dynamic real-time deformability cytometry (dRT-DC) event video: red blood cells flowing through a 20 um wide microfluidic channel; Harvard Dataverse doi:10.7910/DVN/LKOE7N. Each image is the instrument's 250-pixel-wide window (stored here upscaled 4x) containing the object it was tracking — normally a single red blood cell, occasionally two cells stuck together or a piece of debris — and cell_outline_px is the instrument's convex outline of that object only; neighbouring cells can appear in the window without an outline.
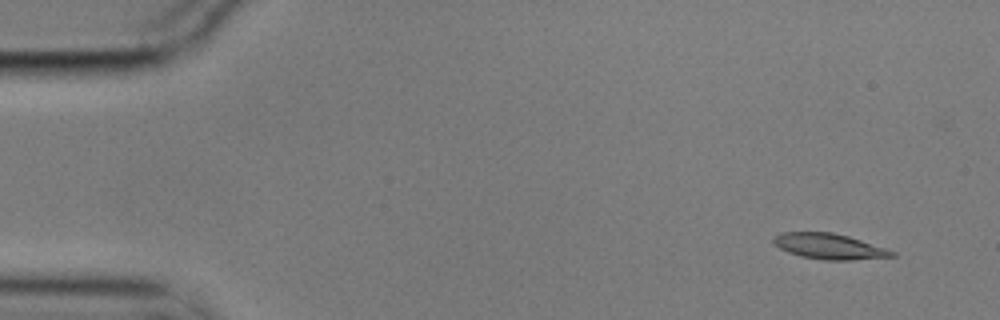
{"species": "common noctule bat (a hibernating species)", "species_latin": "Nyctalus noctula", "temperature_condition": "cold", "stored_images_in_passage": 5, "camera_frame_rate_fps": 3000, "um_per_image_px": 0.085, "animal": {"sex": "male", "body_mass_g": 17.9}, "frame": {"image": 1, "passage_image": 1, "time_ms": 0.0, "image_size_px": [1000, 320], "cell_outline_px": [[896, 256], [848, 260], [824, 260], [800, 256], [788, 252], [780, 248], [772, 240], [780, 232], [832, 232], [848, 236], [896, 252]], "centroid_in_image_um": [70.46, 20.94], "position_along_channel_um": 14.5, "area_um2": 17.4}}
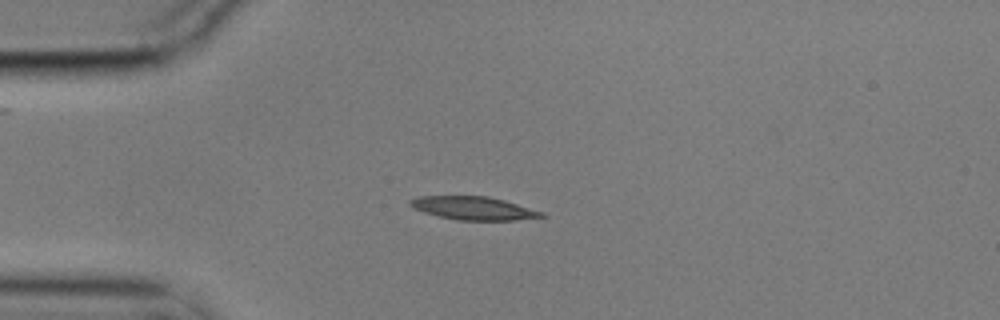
{"frame": {"image": 2, "passage_image": 4, "time_ms": 1.0, "image_size_px": [1000, 320], "cell_outline_px": [[548, 216], [516, 220], [456, 220], [424, 212], [412, 208], [408, 204], [408, 200], [420, 196], [488, 196], [504, 200], [544, 212]], "centroid_in_image_um": [40.24, 17.69], "position_along_channel_um": 44.8, "area_um2": 17.8}}